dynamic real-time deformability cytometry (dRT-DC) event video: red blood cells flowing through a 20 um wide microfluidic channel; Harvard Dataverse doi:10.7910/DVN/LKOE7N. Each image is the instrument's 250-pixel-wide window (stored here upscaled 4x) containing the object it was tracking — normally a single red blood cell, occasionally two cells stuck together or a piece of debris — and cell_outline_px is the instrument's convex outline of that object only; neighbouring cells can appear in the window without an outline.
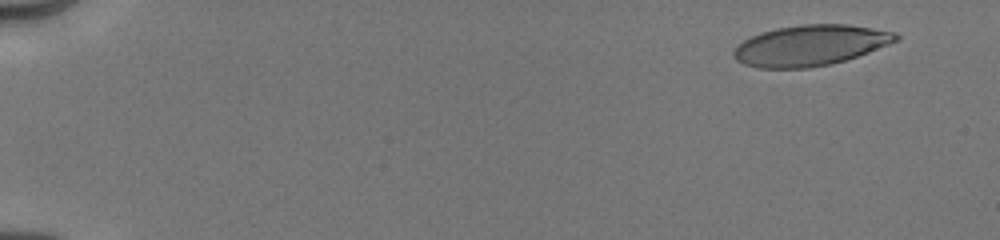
{"species": "human", "species_latin": "Homo sapiens", "temperature_condition": "cold", "stored_images_in_passage": 28, "camera_frame_rate_fps": 3000, "um_per_image_px": 0.085, "donor": {"sex": "male"}, "frame": {"image": 1, "passage_image": 1, "time_ms": 0.0, "image_size_px": [1000, 240], "cell_outline_px": [[900, 40], [868, 52], [844, 60], [828, 64], [808, 68], [760, 68], [744, 64], [736, 60], [732, 56], [732, 52], [744, 40], [760, 32], [776, 28], [804, 24], [848, 24], [896, 32], [900, 36]], "centroid_in_image_um": [68.88, 3.85], "position_along_channel_um": 16.1, "area_um2": 38.32}}
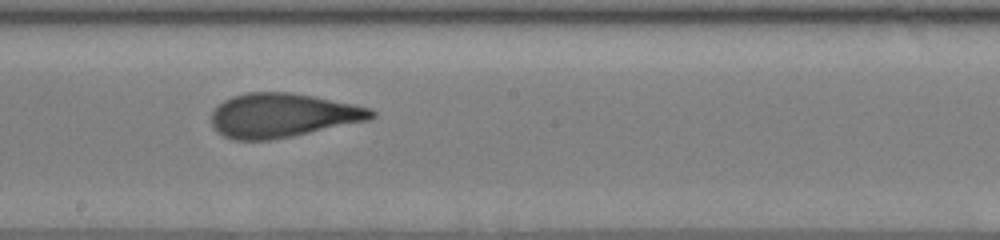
{"frame": {"image": 2, "passage_image": 16, "time_ms": 9.0, "image_size_px": [1000, 240], "cell_outline_px": [[376, 116], [368, 120], [292, 136], [268, 140], [232, 140], [224, 136], [212, 124], [212, 112], [224, 100], [232, 96], [248, 92], [288, 92], [312, 96], [356, 104], [372, 108], [376, 112]], "centroid_in_image_um": [24.04, 9.8], "position_along_channel_um": 224.2, "area_um2": 40.86}}
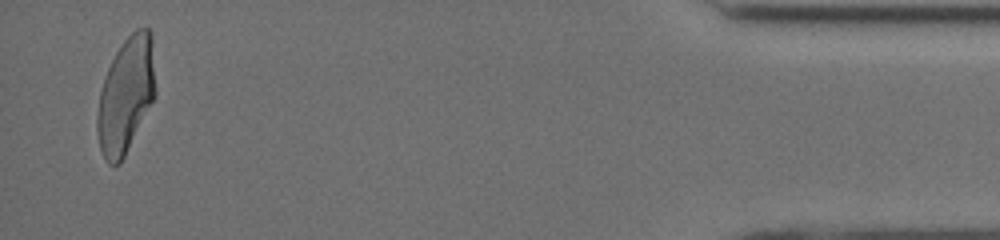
{"frame": {"image": 3, "passage_image": 28, "time_ms": 15.667, "image_size_px": [1000, 240], "cell_outline_px": [[156, 92], [120, 164], [108, 164], [100, 148], [96, 128], [96, 120], [100, 92], [108, 68], [116, 52], [124, 40], [136, 28], [148, 28], [152, 32]], "centroid_in_image_um": [10.7, 8.04], "position_along_channel_um": 424.5, "area_um2": 38.67}, "authors_computed_cell_mechanics": {"area_um2": 40.6912, "velocity_mm_per_s": 4.0252, "shape_relaxation_time_tau1_ms": 4.2263, "shape_relaxation_time_tau2_ms": 1.0772, "deformation_change_tau1": 0.1855, "deformation_change_tau2": 0.0914}}